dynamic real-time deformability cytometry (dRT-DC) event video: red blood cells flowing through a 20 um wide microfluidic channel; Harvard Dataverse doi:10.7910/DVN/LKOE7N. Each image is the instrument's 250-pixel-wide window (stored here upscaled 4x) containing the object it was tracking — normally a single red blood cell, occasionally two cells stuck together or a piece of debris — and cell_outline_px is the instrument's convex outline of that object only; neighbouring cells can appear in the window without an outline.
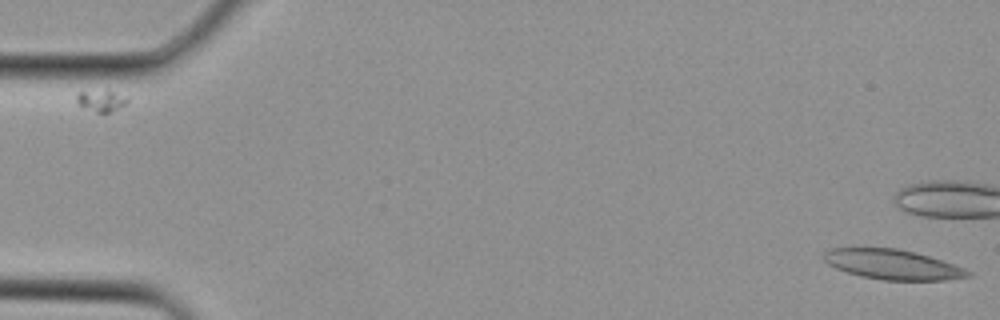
{"species": "Egyptian fruit bat (a non-hibernating species)", "species_latin": "Rousettus aegyptiacus", "temperature_condition": "cold", "stored_images_in_passage": 2, "camera_frame_rate_fps": 3000, "um_per_image_px": 0.085, "animal": {"sex": "female"}, "frame": {"image": 1, "passage_image": 2, "time_ms": 0.333, "image_size_px": [1000, 320], "cell_outline_px": [[972, 276], [944, 280], [884, 280], [860, 276], [836, 268], [828, 264], [824, 260], [824, 252], [832, 248], [896, 248], [928, 256], [964, 268], [972, 272]], "centroid_in_image_um": [75.87, 22.49], "position_along_channel_um": 9.1, "area_um2": 24.8}}